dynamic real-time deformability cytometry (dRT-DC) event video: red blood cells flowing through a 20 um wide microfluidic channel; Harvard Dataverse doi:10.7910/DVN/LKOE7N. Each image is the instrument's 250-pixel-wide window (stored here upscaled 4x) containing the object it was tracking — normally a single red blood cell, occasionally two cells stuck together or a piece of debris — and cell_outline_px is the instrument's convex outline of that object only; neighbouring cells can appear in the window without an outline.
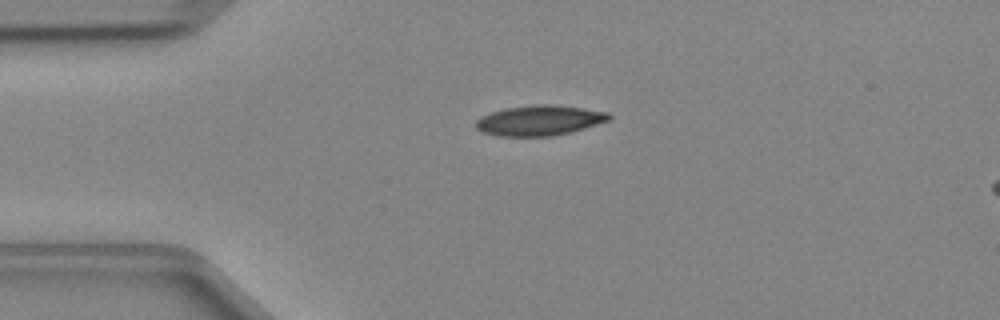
{"species": "Egyptian fruit bat (a non-hibernating species)", "species_latin": "Rousettus aegyptiacus", "temperature_condition": "cold", "stored_images_in_passage": 37, "camera_frame_rate_fps": 3000, "um_per_image_px": 0.085, "animal": {"sex": "female"}, "frame": {"image": 1, "passage_image": 1, "time_ms": 0.0, "image_size_px": [1000, 320], "cell_outline_px": [[612, 120], [572, 132], [552, 136], [500, 136], [480, 132], [476, 128], [476, 120], [480, 116], [492, 112], [508, 108], [536, 104], [556, 104], [608, 112], [612, 116]], "centroid_in_image_um": [45.89, 10.24], "position_along_channel_um": 39.1, "area_um2": 23.64}}
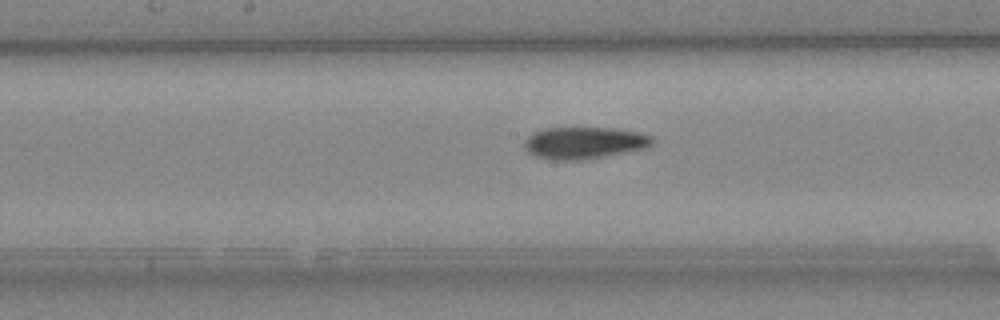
{"frame": {"image": 2, "passage_image": 14, "time_ms": 4.333, "image_size_px": [1000, 320], "cell_outline_px": [[656, 140], [648, 148], [584, 160], [552, 160], [536, 156], [528, 152], [524, 148], [524, 140], [528, 136], [544, 128], [612, 128], [640, 132], [652, 136]], "centroid_in_image_um": [49.69, 12.15], "position_along_channel_um": 198.5, "area_um2": 23.99}}
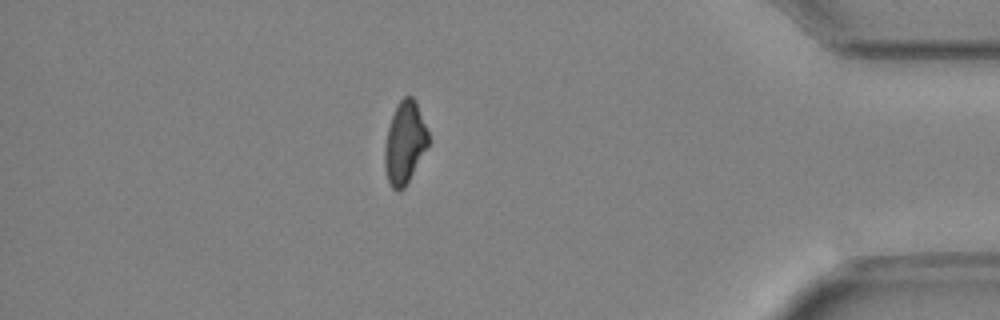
{"frame": {"image": 3, "passage_image": 31, "time_ms": 10.0, "image_size_px": [1000, 320], "cell_outline_px": [[432, 140], [428, 148], [404, 188], [396, 192], [392, 188], [388, 180], [384, 168], [384, 148], [388, 128], [392, 116], [400, 100], [404, 96], [412, 96], [416, 100]], "centroid_in_image_um": [34.43, 12.14], "position_along_channel_um": 400.8, "area_um2": 21.27}}